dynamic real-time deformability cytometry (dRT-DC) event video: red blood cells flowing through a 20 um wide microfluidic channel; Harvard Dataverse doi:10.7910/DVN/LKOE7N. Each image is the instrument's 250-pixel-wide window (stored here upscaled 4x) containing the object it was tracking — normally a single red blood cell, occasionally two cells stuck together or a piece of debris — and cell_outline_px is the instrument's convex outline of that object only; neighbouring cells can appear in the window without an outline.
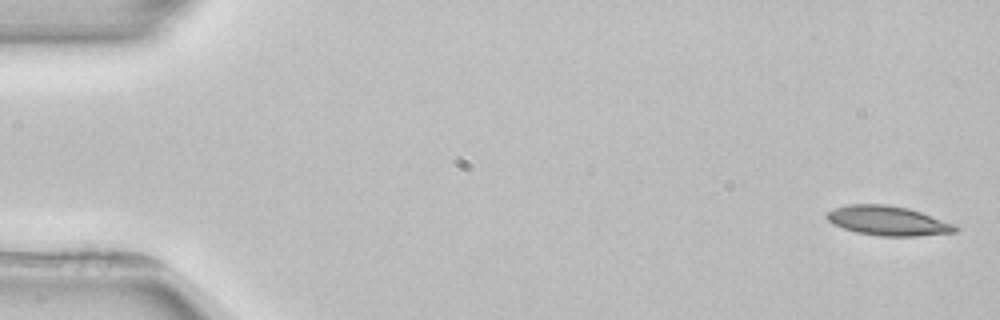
{"species": "common noctule bat (a hibernating species)", "species_latin": "Nyctalus noctula", "temperature_condition": "room temperature", "stored_images_in_passage": 4, "camera_frame_rate_fps": 3000, "um_per_image_px": 0.085, "animal": {"sex": "female", "body_mass_g": 22.7, "forearm_length_mm": 54.2}, "frame": {"image": 1, "passage_image": 1, "time_ms": 0.0, "image_size_px": [1000, 320], "cell_outline_px": [[960, 228], [956, 232], [916, 236], [880, 236], [856, 232], [832, 224], [828, 220], [828, 212], [836, 208], [848, 204], [888, 204], [908, 208], [956, 224]], "centroid_in_image_um": [75.52, 18.76], "position_along_channel_um": 9.5, "area_um2": 22.02}}